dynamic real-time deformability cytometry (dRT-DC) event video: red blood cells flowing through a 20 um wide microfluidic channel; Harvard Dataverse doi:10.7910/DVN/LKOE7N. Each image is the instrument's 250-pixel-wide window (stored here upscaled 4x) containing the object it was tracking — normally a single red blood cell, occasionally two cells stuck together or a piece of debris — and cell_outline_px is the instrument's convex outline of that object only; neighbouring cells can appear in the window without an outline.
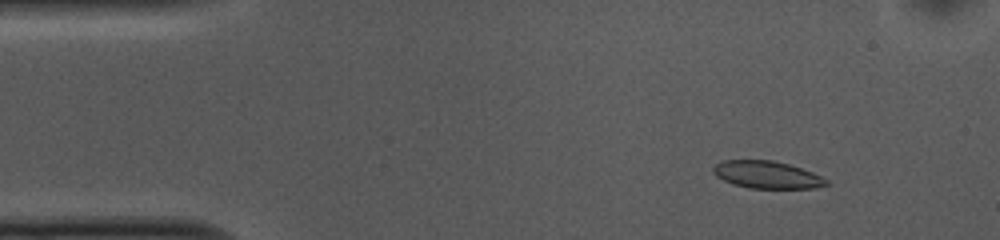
{"species": "common noctule bat (a hibernating species)", "species_latin": "Nyctalus noctula", "temperature_condition": "cold", "stored_images_in_passage": 53, "camera_frame_rate_fps": 3000, "um_per_image_px": 0.085, "animal": {"sex": "female", "body_mass_g": 10.0, "forearm_length_mm": 53.1}, "frame": {"image": 1, "passage_image": 6, "time_ms": 1.667, "image_size_px": [1000, 240], "cell_outline_px": [[828, 184], [812, 188], [748, 188], [732, 184], [716, 176], [712, 172], [712, 168], [716, 164], [724, 160], [772, 160], [788, 164], [812, 172], [828, 180]], "centroid_in_image_um": [65.15, 14.85], "position_along_channel_um": 19.9, "area_um2": 17.92}}
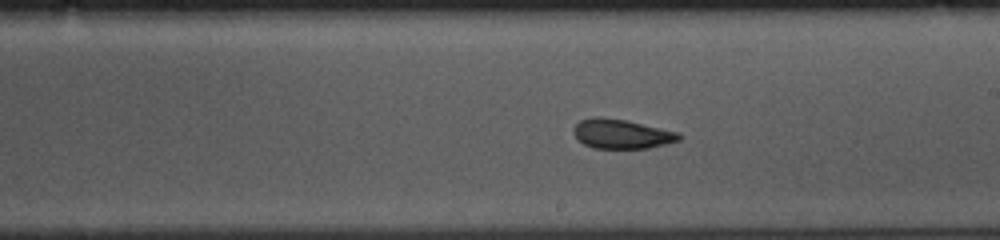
{"frame": {"image": 2, "passage_image": 29, "time_ms": 9.333, "image_size_px": [1000, 240], "cell_outline_px": [[684, 136], [680, 140], [648, 148], [592, 148], [584, 144], [572, 132], [572, 128], [580, 120], [592, 116], [600, 116], [624, 120], [680, 132]], "centroid_in_image_um": [52.83, 11.37], "position_along_channel_um": 236.2, "area_um2": 18.15}}
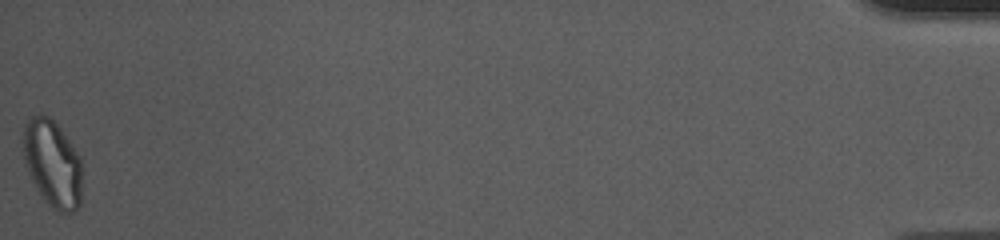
{"frame": {"image": 3, "passage_image": 53, "time_ms": 17.333, "image_size_px": [1000, 240], "cell_outline_px": [[80, 204], [72, 212], [60, 212], [52, 208], [40, 192], [32, 180], [28, 172], [24, 160], [24, 124], [28, 116], [48, 116], [60, 128], [80, 156]], "centroid_in_image_um": [4.45, 13.88], "position_along_channel_um": 430.8, "area_um2": 29.19}, "authors_computed_cell_mechanics": {"area_um2": 18.8428, "velocity_mm_per_s": 3.7104, "shape_relaxation_time_tau1_ms": 2.3811, "shape_relaxation_time_tau2_ms": 1.1755, "deformation_change_tau1": 0.1061, "deformation_change_tau2": 0.07}}